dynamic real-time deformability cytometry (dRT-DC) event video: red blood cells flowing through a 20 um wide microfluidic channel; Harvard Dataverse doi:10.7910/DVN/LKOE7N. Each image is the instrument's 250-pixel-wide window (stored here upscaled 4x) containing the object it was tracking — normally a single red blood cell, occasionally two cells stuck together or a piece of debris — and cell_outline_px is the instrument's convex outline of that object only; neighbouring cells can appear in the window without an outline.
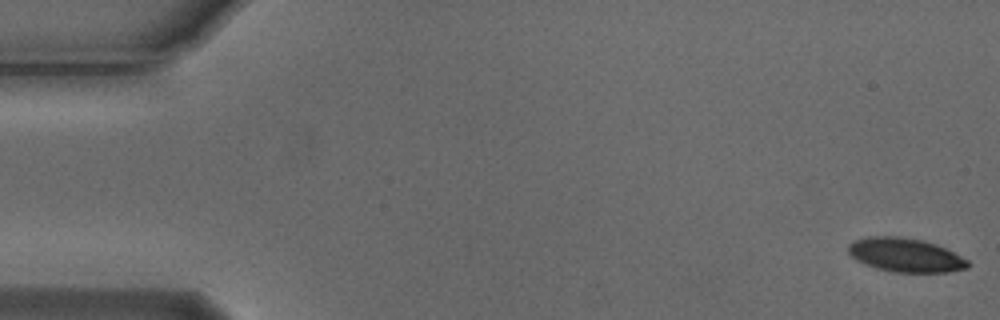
{"species": "Egyptian fruit bat (a non-hibernating species)", "species_latin": "Rousettus aegyptiacus", "temperature_condition": "cold", "stored_images_in_passage": 4, "camera_frame_rate_fps": 3000, "um_per_image_px": 0.085, "animal": {"sex": "male"}, "frame": {"image": 1, "passage_image": 1, "time_ms": 0.0, "image_size_px": [1000, 320], "cell_outline_px": [[972, 264], [968, 268], [948, 272], [892, 272], [876, 268], [864, 264], [856, 260], [848, 252], [848, 244], [856, 240], [868, 236], [896, 236], [920, 240], [936, 244], [968, 260]], "centroid_in_image_um": [76.95, 21.69], "position_along_channel_um": 8.0, "area_um2": 23.52}}